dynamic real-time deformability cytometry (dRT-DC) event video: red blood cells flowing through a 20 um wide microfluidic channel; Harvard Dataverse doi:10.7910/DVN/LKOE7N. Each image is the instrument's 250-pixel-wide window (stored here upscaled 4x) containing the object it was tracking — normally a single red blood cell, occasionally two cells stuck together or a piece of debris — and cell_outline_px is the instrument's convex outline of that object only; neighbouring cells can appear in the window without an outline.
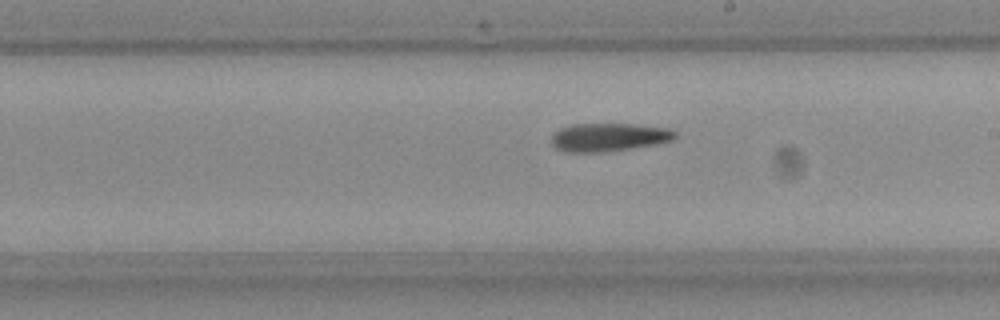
{"species": "Egyptian fruit bat (a non-hibernating species)", "species_latin": "Rousettus aegyptiacus", "temperature_condition": "room temperature", "stored_images_in_passage": 31, "camera_frame_rate_fps": 3000, "um_per_image_px": 0.085, "frame": {"image": 1, "passage_image": 14, "time_ms": 4.333, "image_size_px": [1000, 320], "cell_outline_px": [[676, 136], [672, 140], [656, 144], [632, 148], [600, 152], [564, 152], [556, 148], [552, 144], [552, 136], [560, 128], [572, 124], [636, 124], [668, 128], [676, 132]], "centroid_in_image_um": [51.74, 11.66], "position_along_channel_um": 237.3, "area_um2": 20.29}}
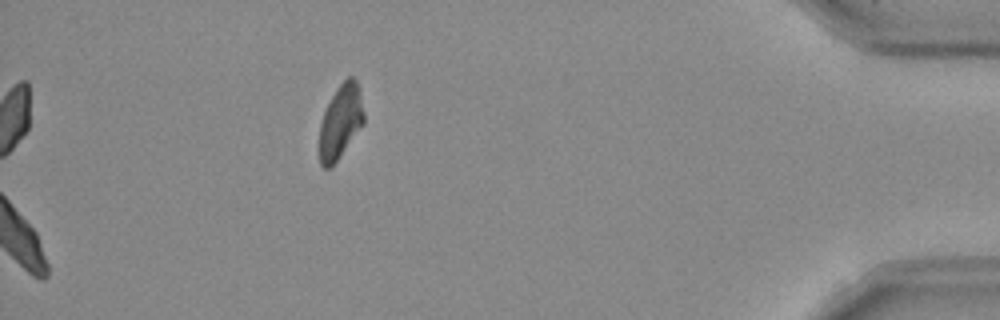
{"frame": {"image": 2, "passage_image": 31, "time_ms": 10.0, "image_size_px": [1000, 320], "cell_outline_px": [[364, 124], [332, 168], [324, 168], [320, 164], [320, 124], [324, 112], [336, 88], [348, 76], [352, 76], [356, 80], [360, 92], [364, 112]], "centroid_in_image_um": [28.96, 10.36], "position_along_channel_um": 406.2, "area_um2": 19.19}}